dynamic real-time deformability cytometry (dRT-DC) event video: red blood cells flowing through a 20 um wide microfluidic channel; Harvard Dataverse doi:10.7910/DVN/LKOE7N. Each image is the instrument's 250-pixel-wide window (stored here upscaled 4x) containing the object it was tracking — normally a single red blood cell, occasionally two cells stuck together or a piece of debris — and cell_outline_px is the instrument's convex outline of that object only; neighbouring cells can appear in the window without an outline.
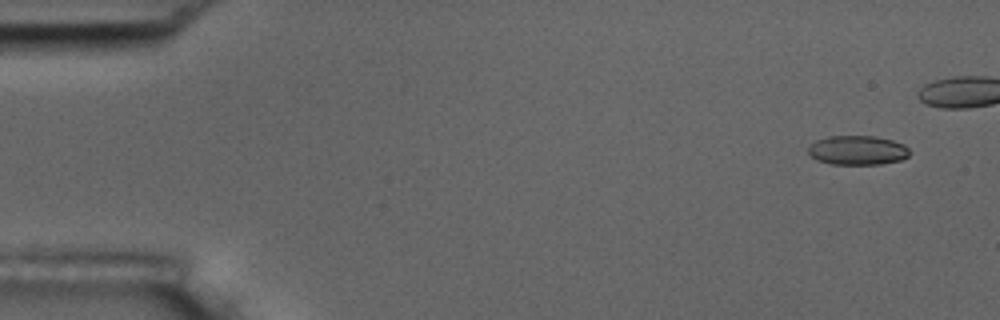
{"species": "common noctule bat (a hibernating species)", "species_latin": "Nyctalus noctula", "temperature_condition": "room temperature", "stored_images_in_passage": 5, "camera_frame_rate_fps": 3000, "um_per_image_px": 0.085, "animal": {"sex": "male", "body_mass_g": 17.5, "forearm_length_mm": 52.3}, "frame": {"image": 1, "passage_image": 1, "time_ms": 0.0, "image_size_px": [1000, 320], "cell_outline_px": [[912, 152], [908, 156], [900, 160], [880, 164], [832, 164], [816, 160], [808, 152], [808, 148], [816, 140], [828, 136], [876, 136], [892, 140], [904, 144]], "centroid_in_image_um": [72.91, 12.77], "position_along_channel_um": 12.1, "area_um2": 17.34}}
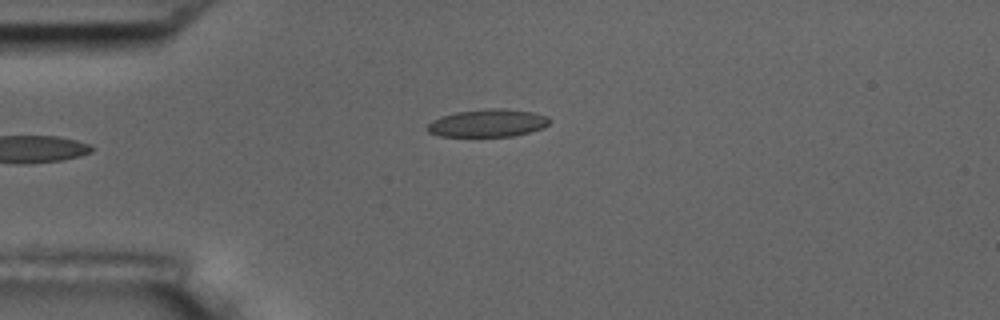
{"frame": {"image": 2, "passage_image": 5, "time_ms": 1.333, "image_size_px": [1000, 320], "cell_outline_px": [[552, 120], [544, 128], [512, 136], [440, 136], [428, 132], [424, 128], [432, 120], [440, 116], [456, 112], [484, 108], [504, 108], [532, 112], [548, 116]], "centroid_in_image_um": [41.44, 10.45], "position_along_channel_um": 43.6, "area_um2": 19.94}}